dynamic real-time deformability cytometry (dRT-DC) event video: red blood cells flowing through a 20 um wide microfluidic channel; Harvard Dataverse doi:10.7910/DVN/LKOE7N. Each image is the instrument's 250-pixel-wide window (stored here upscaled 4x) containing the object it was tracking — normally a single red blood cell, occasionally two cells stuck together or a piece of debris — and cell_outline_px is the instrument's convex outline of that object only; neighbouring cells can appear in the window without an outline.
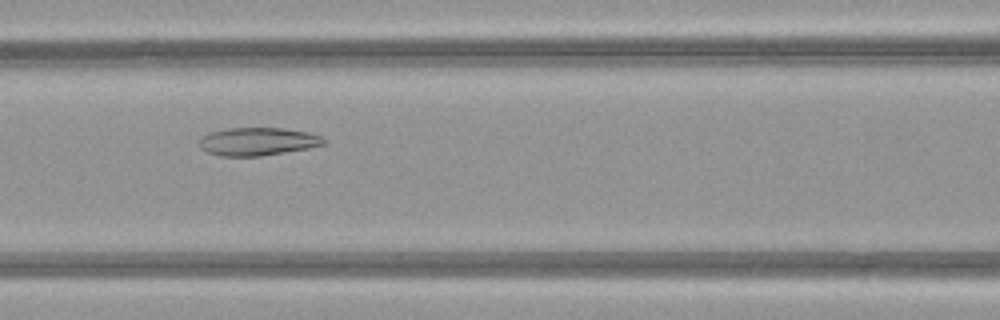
{"species": "common noctule bat (a hibernating species)", "species_latin": "Nyctalus noctula", "temperature_condition": "warm", "stored_images_in_passage": 51, "camera_frame_rate_fps": 3000, "um_per_image_px": 0.085, "animal": {"sex": "female", "body_mass_g": 21.9}, "frame": {"image": 1, "passage_image": 23, "time_ms": 7.333, "image_size_px": [1000, 320], "cell_outline_px": [[328, 140], [324, 144], [308, 148], [260, 156], [220, 156], [208, 152], [200, 148], [200, 136], [208, 132], [232, 128], [284, 128], [308, 132], [320, 136]], "centroid_in_image_um": [21.89, 12.02], "position_along_channel_um": 144.7, "area_um2": 20.29}}
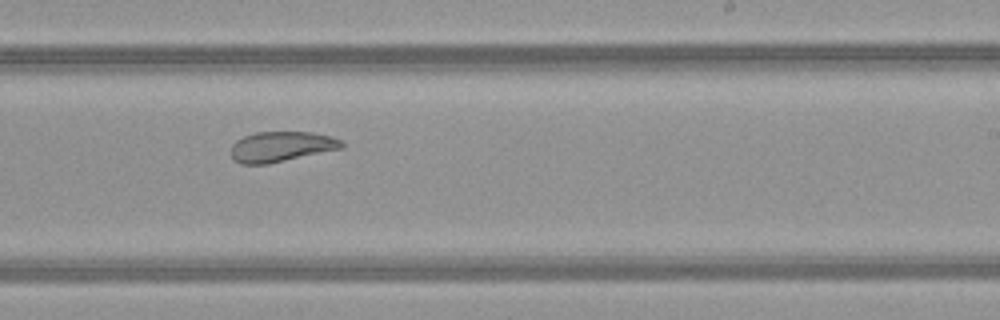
{"frame": {"image": 2, "passage_image": 32, "time_ms": 10.333, "image_size_px": [1000, 320], "cell_outline_px": [[344, 148], [268, 164], [240, 164], [232, 160], [228, 152], [232, 144], [236, 140], [244, 136], [256, 132], [312, 132], [332, 136], [340, 140], [344, 144]], "centroid_in_image_um": [23.86, 12.47], "position_along_channel_um": 265.1, "area_um2": 19.88}}
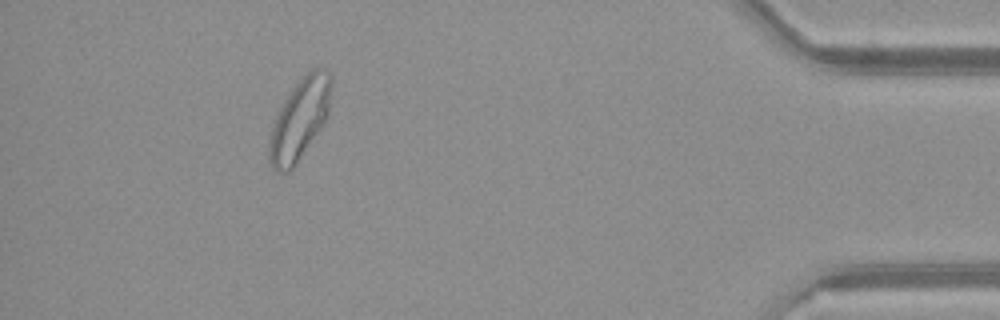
{"frame": {"image": 3, "passage_image": 47, "time_ms": 15.333, "image_size_px": [1000, 320], "cell_outline_px": [[332, 88], [328, 116], [320, 128], [292, 168], [288, 172], [276, 172], [272, 168], [268, 156], [268, 144], [272, 124], [280, 108], [292, 88], [312, 68], [324, 68], [332, 76]], "centroid_in_image_um": [25.47, 10.12], "position_along_channel_um": 409.7, "area_um2": 28.96}, "authors_computed_cell_mechanics": {"area_um2": 26.8192, "velocity_mm_per_s": 4.0249, "shape_relaxation_time_tau1_ms": null, "shape_relaxation_time_tau2_ms": 2.3302, "deformation_change_tau1": null, "deformation_change_tau2": 0.0876}}